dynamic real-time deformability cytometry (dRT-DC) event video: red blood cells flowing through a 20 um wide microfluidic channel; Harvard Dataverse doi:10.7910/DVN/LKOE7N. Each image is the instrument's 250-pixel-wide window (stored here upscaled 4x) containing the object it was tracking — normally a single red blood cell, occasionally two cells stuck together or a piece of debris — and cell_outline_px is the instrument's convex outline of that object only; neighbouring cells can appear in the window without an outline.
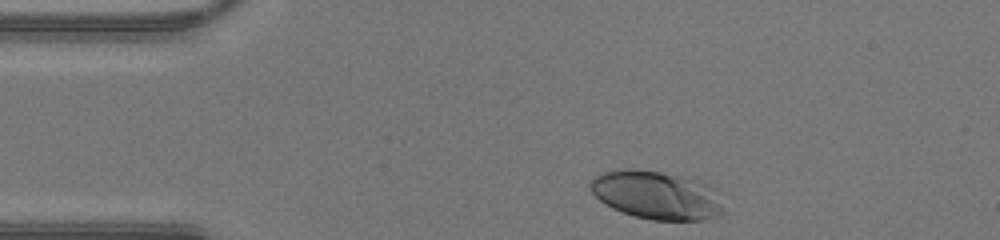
{"species": "human", "species_latin": "Homo sapiens", "temperature_condition": "warm", "stored_images_in_passage": 29, "camera_frame_rate_fps": 3000, "um_per_image_px": 0.085, "donor": {"sex": "male"}, "frame": {"image": 1, "passage_image": 1, "time_ms": 0.0, "image_size_px": [1000, 240], "cell_outline_px": [[724, 212], [720, 216], [700, 220], [652, 220], [632, 216], [612, 208], [600, 200], [592, 192], [588, 184], [596, 176], [604, 172], [660, 172], [700, 180], [708, 184], [712, 188]], "centroid_in_image_um": [55.83, 16.64], "position_along_channel_um": 29.2, "area_um2": 36.41}}
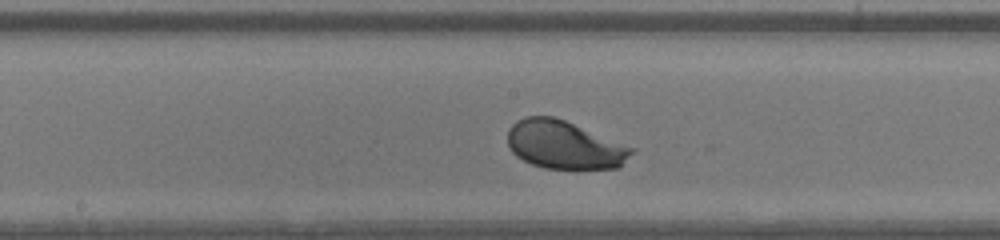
{"frame": {"image": 2, "passage_image": 16, "time_ms": 5.0, "image_size_px": [1000, 240], "cell_outline_px": [[636, 148], [620, 168], [544, 168], [532, 164], [516, 156], [512, 152], [508, 144], [508, 128], [516, 120], [524, 116], [552, 116], [564, 120]], "centroid_in_image_um": [47.96, 12.3], "position_along_channel_um": 200.2, "area_um2": 34.74}}
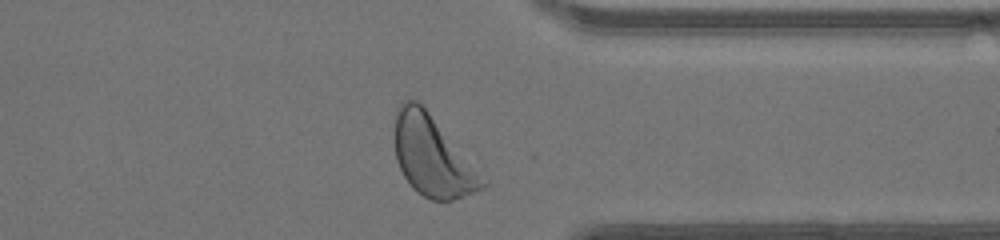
{"frame": {"image": 3, "passage_image": 28, "time_ms": 9.0, "image_size_px": [1000, 240], "cell_outline_px": [[488, 184], [484, 188], [452, 200], [432, 200], [416, 192], [412, 188], [404, 176], [396, 160], [396, 108], [404, 100], [416, 100], [428, 112]], "centroid_in_image_um": [36.71, 13.31], "position_along_channel_um": 374.7, "area_um2": 39.48}}